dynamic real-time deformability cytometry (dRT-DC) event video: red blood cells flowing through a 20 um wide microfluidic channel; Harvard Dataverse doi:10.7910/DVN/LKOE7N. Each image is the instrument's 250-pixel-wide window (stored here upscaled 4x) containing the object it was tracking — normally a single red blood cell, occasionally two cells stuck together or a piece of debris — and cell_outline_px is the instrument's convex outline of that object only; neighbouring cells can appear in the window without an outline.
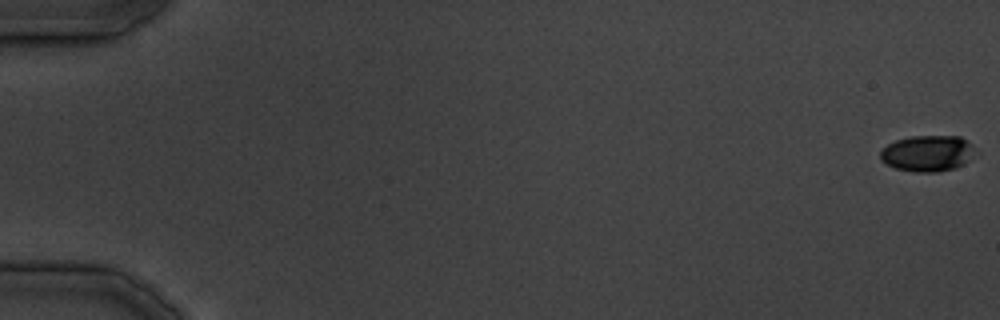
{"species": "common noctule bat (a hibernating species)", "species_latin": "Nyctalus noctula", "temperature_condition": "cold", "stored_images_in_passage": 22, "camera_frame_rate_fps": 3000, "um_per_image_px": 0.085, "animal": {"sex": "male", "body_mass_g": 19.5, "forearm_length_mm": 54.6}, "frame": {"image": 1, "passage_image": 1, "time_ms": 0.0, "image_size_px": [1000, 320], "cell_outline_px": [[980, 152], [964, 164], [956, 168], [936, 172], [912, 172], [896, 168], [880, 160], [880, 152], [888, 144], [896, 140], [912, 136], [960, 136]], "centroid_in_image_um": [78.89, 13.04], "position_along_channel_um": 6.1, "area_um2": 20.17}}
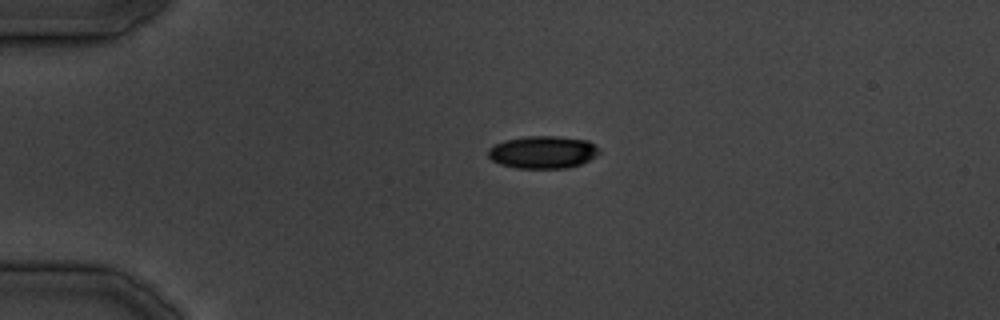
{"frame": {"image": 2, "passage_image": 10, "time_ms": 11.0, "image_size_px": [1000, 320], "cell_outline_px": [[600, 152], [596, 156], [580, 164], [564, 168], [516, 168], [500, 164], [492, 160], [488, 156], [488, 148], [504, 140], [528, 136], [556, 136], [588, 140], [600, 148]], "centroid_in_image_um": [46.14, 12.93], "position_along_channel_um": 38.9, "area_um2": 21.04}}